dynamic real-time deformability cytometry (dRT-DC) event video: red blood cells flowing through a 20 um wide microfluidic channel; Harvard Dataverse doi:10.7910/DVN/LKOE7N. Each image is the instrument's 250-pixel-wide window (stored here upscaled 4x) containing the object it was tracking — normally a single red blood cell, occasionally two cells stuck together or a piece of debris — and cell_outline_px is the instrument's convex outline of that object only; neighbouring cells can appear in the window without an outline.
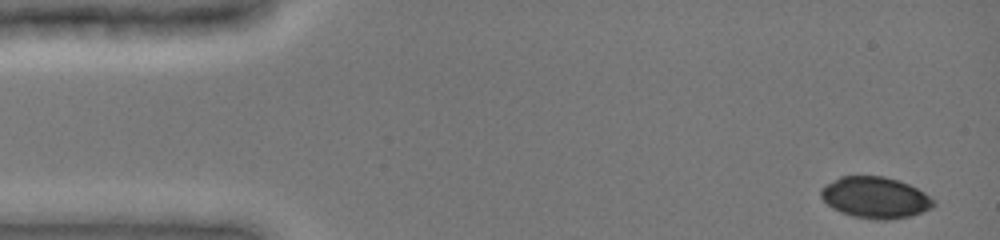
{"species": "common noctule bat (a hibernating species)", "species_latin": "Nyctalus noctula", "temperature_condition": "cold", "stored_images_in_passage": 5, "camera_frame_rate_fps": 3000, "um_per_image_px": 0.085, "animal": {"sex": "female", "body_mass_g": 19.0, "forearm_length_mm": 51.5}, "frame": {"image": 1, "passage_image": 1, "time_ms": 0.0, "image_size_px": [1000, 240], "cell_outline_px": [[936, 204], [932, 208], [908, 216], [888, 220], [876, 220], [852, 216], [840, 212], [832, 208], [820, 196], [820, 188], [824, 184], [840, 176], [884, 176], [908, 184], [924, 192], [936, 200]], "centroid_in_image_um": [74.37, 16.79], "position_along_channel_um": 10.6, "area_um2": 27.22}}
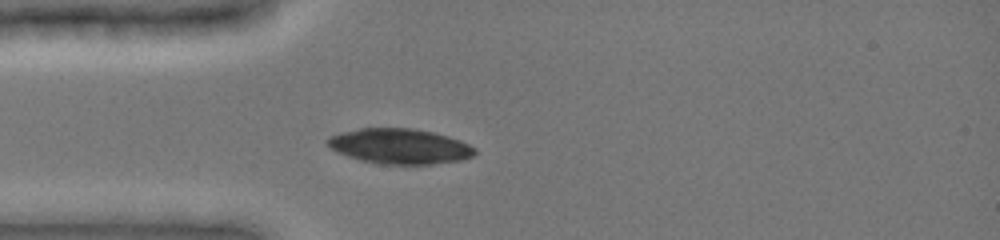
{"frame": {"image": 2, "passage_image": 5, "time_ms": 1.333, "image_size_px": [1000, 240], "cell_outline_px": [[476, 152], [472, 156], [460, 160], [432, 164], [376, 164], [360, 160], [336, 152], [324, 140], [328, 136], [340, 132], [360, 128], [412, 128], [432, 132], [448, 136], [460, 140], [476, 148]], "centroid_in_image_um": [33.94, 12.43], "position_along_channel_um": 51.1, "area_um2": 30.35}}